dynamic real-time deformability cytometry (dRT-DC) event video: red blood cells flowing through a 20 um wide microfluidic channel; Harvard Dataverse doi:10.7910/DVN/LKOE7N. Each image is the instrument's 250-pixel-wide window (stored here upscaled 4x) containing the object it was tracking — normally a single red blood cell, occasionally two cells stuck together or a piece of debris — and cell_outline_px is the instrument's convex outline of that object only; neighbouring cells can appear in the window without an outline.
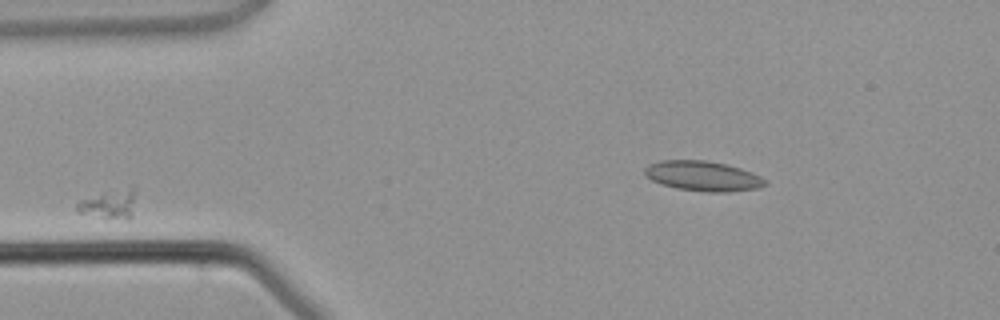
{"species": "common noctule bat (a hibernating species)", "species_latin": "Nyctalus noctula", "temperature_condition": "warm", "stored_images_in_passage": 2, "camera_frame_rate_fps": 3000, "um_per_image_px": 0.085, "animal": {"sex": "male", "body_mass_g": 21.5, "forearm_length_mm": 52.0}, "frame": {"image": 1, "passage_image": 2, "time_ms": 1.0, "image_size_px": [1000, 320], "cell_outline_px": [[136, 192], [132, 216], [128, 220], [76, 212], [76, 204], [80, 200], [132, 184], [136, 184]], "centroid_in_image_um": [9.39, 17.3], "position_along_channel_um": 75.6, "area_um2": 10.06}}